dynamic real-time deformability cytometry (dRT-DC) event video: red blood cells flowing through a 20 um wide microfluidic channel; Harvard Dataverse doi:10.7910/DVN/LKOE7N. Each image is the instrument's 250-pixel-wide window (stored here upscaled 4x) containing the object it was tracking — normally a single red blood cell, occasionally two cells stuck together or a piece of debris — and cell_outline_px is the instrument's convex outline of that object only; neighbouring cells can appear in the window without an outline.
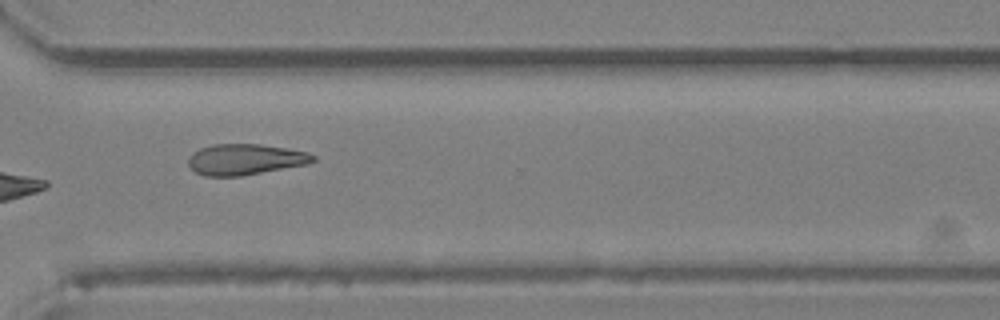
{"species": "Egyptian fruit bat (a non-hibernating species)", "species_latin": "Rousettus aegyptiacus", "temperature_condition": "room temperature", "stored_images_in_passage": 19, "camera_frame_rate_fps": 3000, "um_per_image_px": 0.085, "animal": {"sex": "female"}, "frame": {"image": 1, "passage_image": 14, "time_ms": 4.333, "image_size_px": [1000, 320], "cell_outline_px": [[316, 160], [308, 164], [240, 176], [204, 176], [196, 172], [188, 164], [188, 156], [192, 152], [200, 148], [212, 144], [260, 144], [288, 148], [308, 152], [316, 156]], "centroid_in_image_um": [20.84, 13.54], "position_along_channel_um": 349.8, "area_um2": 22.6}}